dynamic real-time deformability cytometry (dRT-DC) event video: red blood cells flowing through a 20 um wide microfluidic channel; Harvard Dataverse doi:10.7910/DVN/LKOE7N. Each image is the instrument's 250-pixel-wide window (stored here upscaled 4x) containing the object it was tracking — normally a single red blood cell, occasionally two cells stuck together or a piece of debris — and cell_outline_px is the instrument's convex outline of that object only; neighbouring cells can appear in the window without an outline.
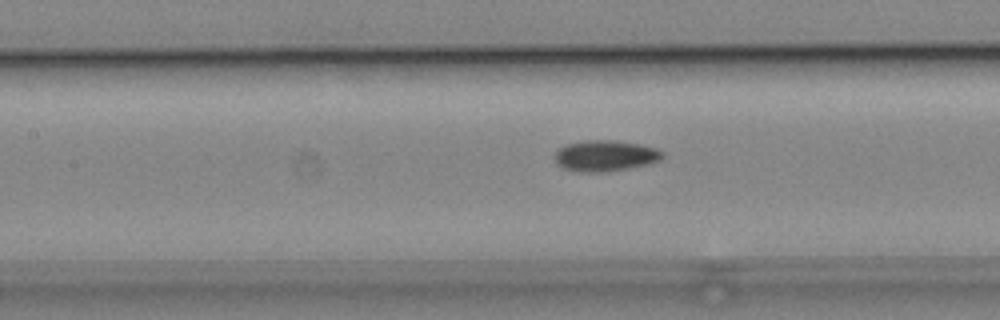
{"species": "common noctule bat (a hibernating species)", "species_latin": "Nyctalus noctula", "temperature_condition": "cold", "stored_images_in_passage": 29, "camera_frame_rate_fps": 3000, "um_per_image_px": 0.085, "animal": {"sex": "male", "body_mass_g": 19.2, "forearm_length_mm": 51.8}, "frame": {"image": 1, "passage_image": 20, "time_ms": 6.333, "image_size_px": [1000, 320], "cell_outline_px": [[664, 156], [660, 160], [648, 164], [600, 172], [588, 172], [564, 168], [556, 164], [556, 152], [564, 144], [584, 140], [616, 140], [640, 144], [656, 148], [664, 152]], "centroid_in_image_um": [51.46, 13.21], "position_along_channel_um": 155.9, "area_um2": 19.25}}
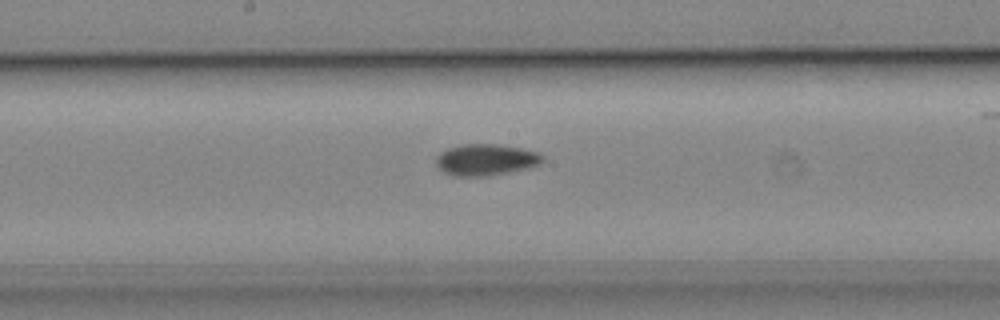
{"frame": {"image": 2, "passage_image": 24, "time_ms": 7.667, "image_size_px": [1000, 320], "cell_outline_px": [[544, 160], [540, 164], [532, 168], [492, 176], [452, 176], [444, 172], [436, 164], [436, 156], [440, 152], [448, 148], [460, 144], [496, 144], [520, 148], [540, 152], [544, 156]], "centroid_in_image_um": [41.34, 13.59], "position_along_channel_um": 206.9, "area_um2": 19.94}}
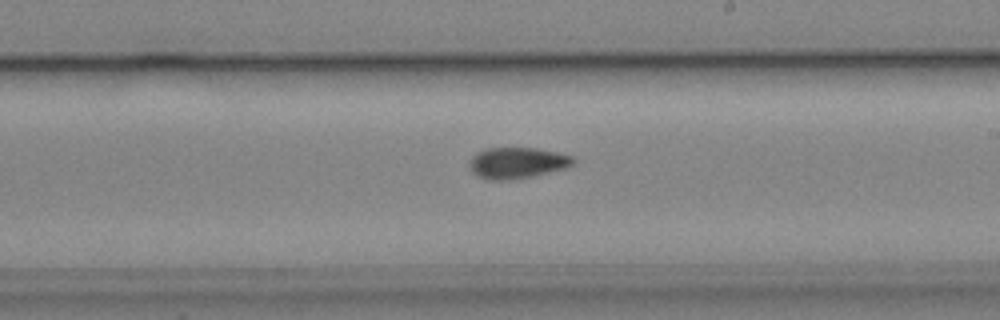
{"frame": {"image": 3, "passage_image": 27, "time_ms": 8.667, "image_size_px": [1000, 320], "cell_outline_px": [[576, 160], [572, 164], [564, 168], [548, 172], [508, 180], [488, 180], [472, 172], [468, 164], [472, 156], [476, 152], [484, 148], [536, 148], [556, 152], [572, 156]], "centroid_in_image_um": [43.91, 13.83], "position_along_channel_um": 245.1, "area_um2": 18.61}}